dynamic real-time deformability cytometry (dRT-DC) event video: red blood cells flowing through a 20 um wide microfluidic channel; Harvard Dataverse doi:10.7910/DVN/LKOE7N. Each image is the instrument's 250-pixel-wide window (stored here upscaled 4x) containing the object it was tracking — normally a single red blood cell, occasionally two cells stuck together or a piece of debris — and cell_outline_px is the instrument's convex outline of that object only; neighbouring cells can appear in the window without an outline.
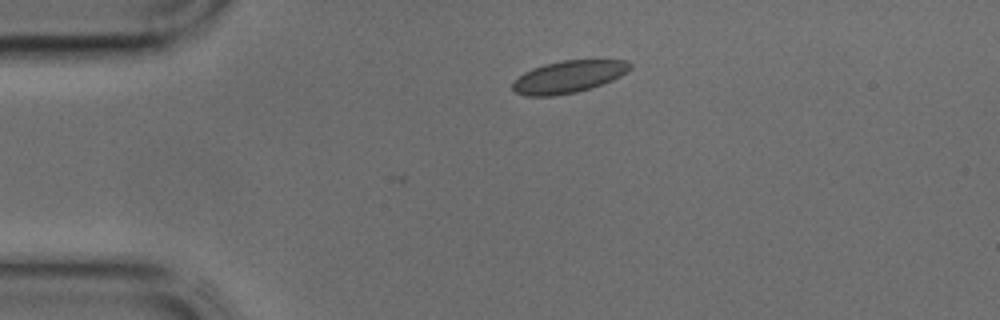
{"species": "common noctule bat (a hibernating species)", "species_latin": "Nyctalus noctula", "temperature_condition": "cold", "stored_images_in_passage": 31, "camera_frame_rate_fps": 3000, "um_per_image_px": 0.085, "animal": {"sex": "male", "body_mass_g": 17.9, "forearm_length_mm": 54.2}, "frame": {"image": 1, "passage_image": 1, "time_ms": 0.0, "image_size_px": [1000, 320], "cell_outline_px": [[632, 68], [620, 76], [612, 80], [576, 92], [552, 96], [524, 96], [516, 92], [512, 88], [512, 84], [524, 72], [532, 68], [544, 64], [564, 60], [624, 60], [632, 64]], "centroid_in_image_um": [48.31, 6.52], "position_along_channel_um": 36.7, "area_um2": 21.79}}
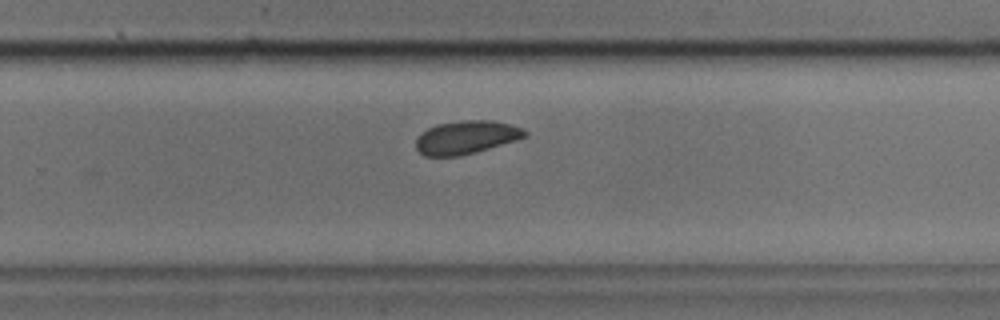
{"frame": {"image": 2, "passage_image": 20, "time_ms": 6.333, "image_size_px": [1000, 320], "cell_outline_px": [[528, 136], [516, 140], [476, 152], [460, 156], [424, 156], [416, 148], [416, 140], [428, 128], [436, 124], [460, 120], [492, 120], [512, 124], [524, 128], [528, 132]], "centroid_in_image_um": [39.68, 11.66], "position_along_channel_um": 290.1, "area_um2": 21.21}}
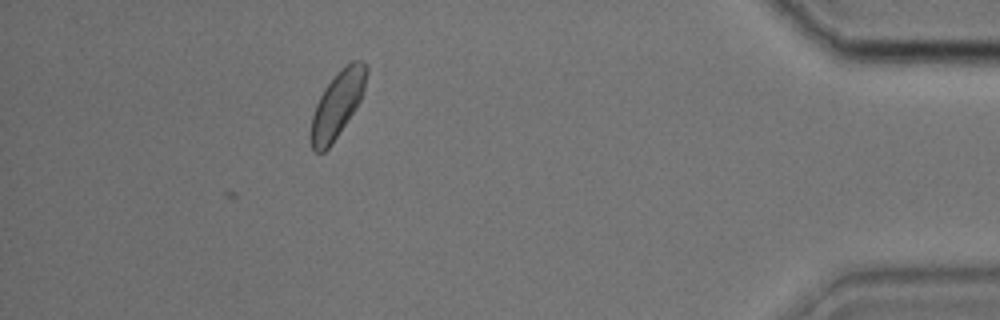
{"frame": {"image": 3, "passage_image": 31, "time_ms": 10.0, "image_size_px": [1000, 320], "cell_outline_px": [[368, 72], [364, 88], [360, 100], [332, 144], [324, 152], [316, 152], [312, 148], [312, 116], [316, 104], [324, 88], [344, 64], [352, 60], [360, 60], [368, 68]], "centroid_in_image_um": [28.69, 8.82], "position_along_channel_um": 406.5, "area_um2": 20.92}}